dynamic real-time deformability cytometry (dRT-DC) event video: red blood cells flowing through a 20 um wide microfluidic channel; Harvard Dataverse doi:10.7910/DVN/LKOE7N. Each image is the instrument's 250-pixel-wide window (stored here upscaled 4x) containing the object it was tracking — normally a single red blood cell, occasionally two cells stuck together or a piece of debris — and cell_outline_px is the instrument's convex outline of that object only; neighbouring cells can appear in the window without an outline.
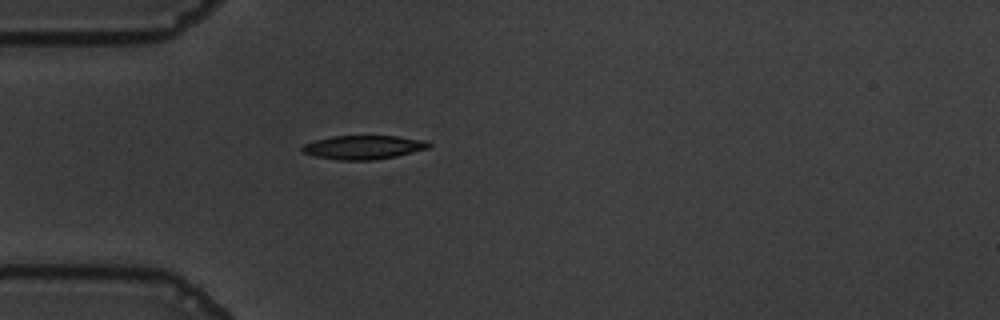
{"species": "common noctule bat (a hibernating species)", "species_latin": "Nyctalus noctula", "temperature_condition": "warm", "stored_images_in_passage": 41, "camera_frame_rate_fps": 3000, "um_per_image_px": 0.085, "animal": {"sex": "male", "body_mass_g": 19.5, "forearm_length_mm": 54.6}, "frame": {"image": 1, "passage_image": 1, "time_ms": 0.0, "image_size_px": [1000, 320], "cell_outline_px": [[432, 144], [428, 148], [396, 156], [372, 160], [336, 160], [316, 156], [300, 152], [300, 148], [304, 144], [316, 140], [332, 136], [396, 136], [428, 140]], "centroid_in_image_um": [30.88, 12.51], "position_along_channel_um": 54.1, "area_um2": 17.63}}
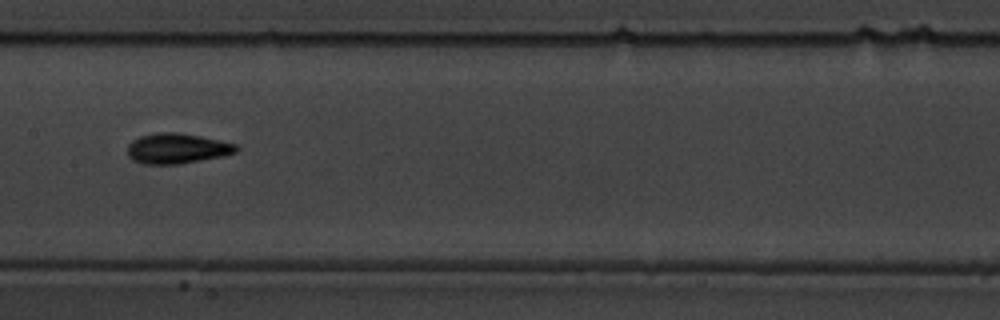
{"frame": {"image": 2, "passage_image": 13, "time_ms": 4.0, "image_size_px": [1000, 320], "cell_outline_px": [[240, 148], [236, 152], [224, 156], [176, 164], [144, 164], [132, 160], [128, 156], [128, 144], [132, 140], [140, 136], [156, 132], [176, 132], [200, 136], [236, 144]], "centroid_in_image_um": [15.03, 12.61], "position_along_channel_um": 192.4, "area_um2": 19.19}}
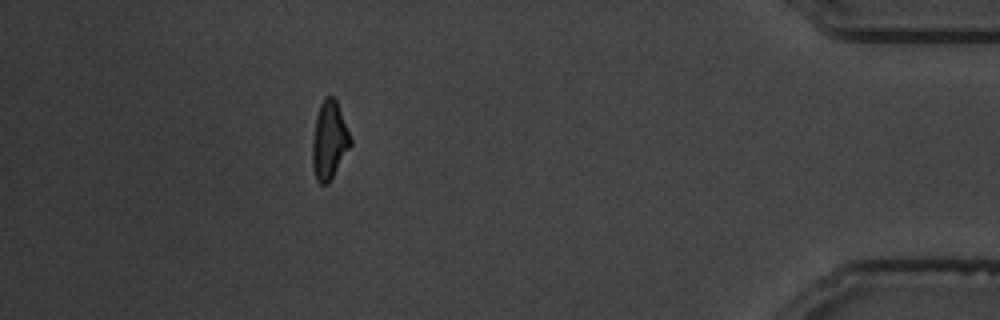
{"frame": {"image": 3, "passage_image": 35, "time_ms": 11.333, "image_size_px": [1000, 320], "cell_outline_px": [[352, 144], [328, 184], [320, 184], [316, 180], [312, 164], [312, 140], [316, 116], [320, 104], [324, 96], [332, 96], [336, 100], [352, 140]], "centroid_in_image_um": [27.97, 11.93], "position_along_channel_um": 407.2, "area_um2": 17.28}, "authors_computed_cell_mechanics": {"area_um2": 17.8024, "velocity_mm_per_s": 3.6207, "shape_relaxation_time_tau1_ms": 2.3395, "shape_relaxation_time_tau2_ms": 2.6478, "deformation_change_tau1": 0.1828, "deformation_change_tau2": 0.1097}}